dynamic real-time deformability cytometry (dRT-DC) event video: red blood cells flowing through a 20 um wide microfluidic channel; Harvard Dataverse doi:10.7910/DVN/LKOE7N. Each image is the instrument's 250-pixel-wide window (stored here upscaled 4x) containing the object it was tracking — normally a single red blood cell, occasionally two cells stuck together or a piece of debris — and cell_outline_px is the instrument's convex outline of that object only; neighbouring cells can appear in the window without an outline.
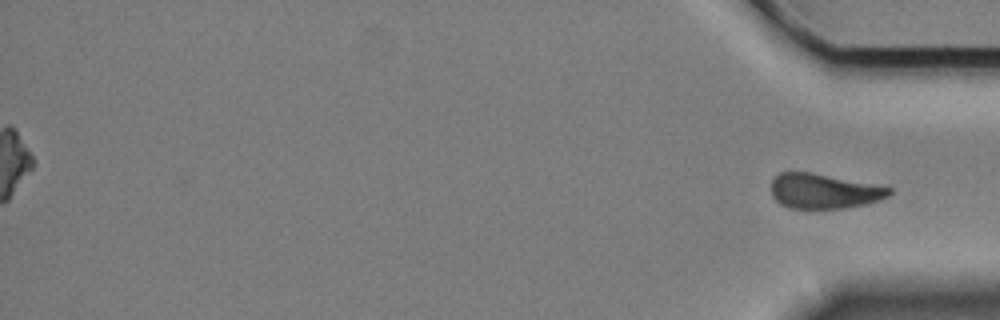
{"species": "Egyptian fruit bat (a non-hibernating species)", "species_latin": "Rousettus aegyptiacus", "temperature_condition": "cold", "stored_images_in_passage": 46, "segment_of_instrument_passage": [2, 2], "camera_frame_rate_fps": 3000, "um_per_image_px": 0.085, "animal": {"sex": "female"}, "frame": {"image": 1, "passage_image": 46, "time_ms": 15.0, "image_size_px": [1000, 320], "cell_outline_px": [[892, 192], [888, 196], [880, 200], [868, 204], [844, 208], [788, 208], [780, 204], [772, 196], [772, 180], [780, 172], [808, 172], [872, 184], [892, 188]], "centroid_in_image_um": [70.02, 16.26], "position_along_channel_um": 365.2, "area_um2": 23.76}}